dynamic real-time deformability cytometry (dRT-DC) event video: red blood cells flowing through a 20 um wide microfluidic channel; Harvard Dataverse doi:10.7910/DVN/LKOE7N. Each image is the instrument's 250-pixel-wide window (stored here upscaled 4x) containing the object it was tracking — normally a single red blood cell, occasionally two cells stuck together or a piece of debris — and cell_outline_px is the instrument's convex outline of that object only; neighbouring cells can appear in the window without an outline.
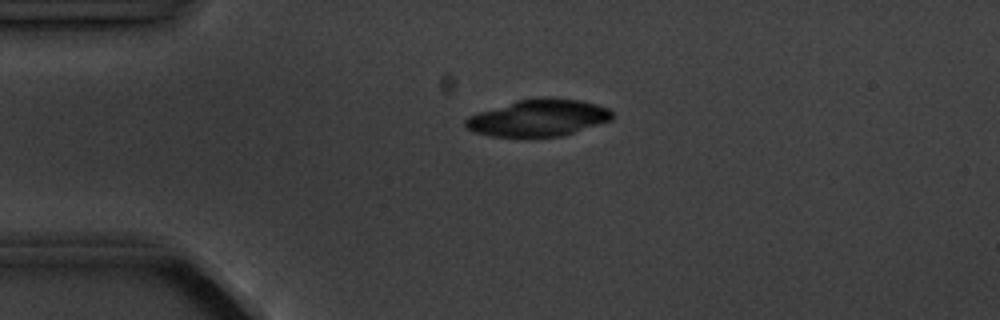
{"species": "common noctule bat (a hibernating species)", "species_latin": "Nyctalus noctula", "temperature_condition": "cold", "stored_images_in_passage": 5, "camera_frame_rate_fps": 3000, "um_per_image_px": 0.085, "animal": {"sex": "male", "body_mass_g": 20.1, "forearm_length_mm": 53.5}, "frame": {"image": 1, "passage_image": 4, "time_ms": 3.667, "image_size_px": [1000, 320], "cell_outline_px": [[612, 120], [560, 136], [492, 136], [476, 132], [468, 128], [464, 124], [464, 120], [468, 116], [516, 100], [544, 96], [552, 96], [580, 100], [596, 104], [608, 108], [612, 112]], "centroid_in_image_um": [45.78, 9.99], "position_along_channel_um": 39.2, "area_um2": 31.33}}